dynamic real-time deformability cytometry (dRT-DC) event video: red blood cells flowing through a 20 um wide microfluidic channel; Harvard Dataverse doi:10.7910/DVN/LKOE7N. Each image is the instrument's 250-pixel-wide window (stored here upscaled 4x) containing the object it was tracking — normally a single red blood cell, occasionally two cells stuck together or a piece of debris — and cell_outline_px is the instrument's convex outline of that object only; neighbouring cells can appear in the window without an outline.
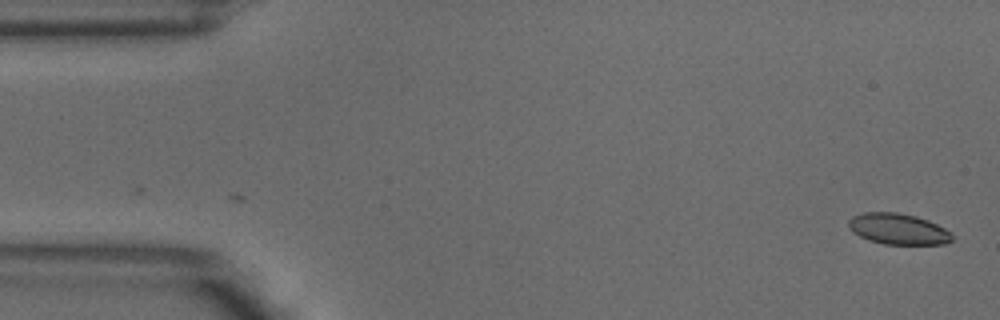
{"species": "common noctule bat (a hibernating species)", "species_latin": "Nyctalus noctula", "temperature_condition": "warm", "stored_images_in_passage": 2, "camera_frame_rate_fps": 3000, "um_per_image_px": 0.085, "animal": {"sex": "male", "body_mass_g": 18.8}, "frame": {"image": 1, "passage_image": 2, "time_ms": 0.333, "image_size_px": [1000, 320], "cell_outline_px": [[952, 240], [944, 244], [884, 244], [868, 240], [852, 232], [848, 228], [848, 220], [852, 216], [864, 212], [896, 212], [916, 216], [928, 220], [952, 232]], "centroid_in_image_um": [76.32, 19.46], "position_along_channel_um": 8.7, "area_um2": 18.79}}